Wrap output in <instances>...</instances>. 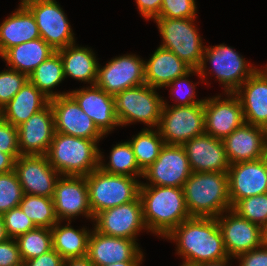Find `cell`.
<instances>
[{
  "label": "cell",
  "instance_id": "1",
  "mask_svg": "<svg viewBox=\"0 0 267 266\" xmlns=\"http://www.w3.org/2000/svg\"><path fill=\"white\" fill-rule=\"evenodd\" d=\"M165 238L178 242L177 254L185 261L202 264L230 258L216 218L191 217Z\"/></svg>",
  "mask_w": 267,
  "mask_h": 266
},
{
  "label": "cell",
  "instance_id": "2",
  "mask_svg": "<svg viewBox=\"0 0 267 266\" xmlns=\"http://www.w3.org/2000/svg\"><path fill=\"white\" fill-rule=\"evenodd\" d=\"M139 198L147 230L161 237L191 218L183 188L140 185Z\"/></svg>",
  "mask_w": 267,
  "mask_h": 266
},
{
  "label": "cell",
  "instance_id": "3",
  "mask_svg": "<svg viewBox=\"0 0 267 266\" xmlns=\"http://www.w3.org/2000/svg\"><path fill=\"white\" fill-rule=\"evenodd\" d=\"M182 188L191 217L216 218L232 208L227 172H192Z\"/></svg>",
  "mask_w": 267,
  "mask_h": 266
},
{
  "label": "cell",
  "instance_id": "4",
  "mask_svg": "<svg viewBox=\"0 0 267 266\" xmlns=\"http://www.w3.org/2000/svg\"><path fill=\"white\" fill-rule=\"evenodd\" d=\"M98 142L55 132L45 156L60 175L87 176L99 168Z\"/></svg>",
  "mask_w": 267,
  "mask_h": 266
},
{
  "label": "cell",
  "instance_id": "5",
  "mask_svg": "<svg viewBox=\"0 0 267 266\" xmlns=\"http://www.w3.org/2000/svg\"><path fill=\"white\" fill-rule=\"evenodd\" d=\"M86 184L95 217L103 210L134 201L141 183L133 177L109 174L97 168L86 176Z\"/></svg>",
  "mask_w": 267,
  "mask_h": 266
},
{
  "label": "cell",
  "instance_id": "6",
  "mask_svg": "<svg viewBox=\"0 0 267 266\" xmlns=\"http://www.w3.org/2000/svg\"><path fill=\"white\" fill-rule=\"evenodd\" d=\"M115 114L120 126L143 122L149 127H158L163 99L155 88L143 84L125 89L114 96Z\"/></svg>",
  "mask_w": 267,
  "mask_h": 266
},
{
  "label": "cell",
  "instance_id": "7",
  "mask_svg": "<svg viewBox=\"0 0 267 266\" xmlns=\"http://www.w3.org/2000/svg\"><path fill=\"white\" fill-rule=\"evenodd\" d=\"M195 18H156L162 36V48L177 55L192 69L200 67L205 46L194 25Z\"/></svg>",
  "mask_w": 267,
  "mask_h": 266
},
{
  "label": "cell",
  "instance_id": "8",
  "mask_svg": "<svg viewBox=\"0 0 267 266\" xmlns=\"http://www.w3.org/2000/svg\"><path fill=\"white\" fill-rule=\"evenodd\" d=\"M157 129L167 145H183L188 140L203 134L205 132L204 102L189 106H168L163 100Z\"/></svg>",
  "mask_w": 267,
  "mask_h": 266
},
{
  "label": "cell",
  "instance_id": "9",
  "mask_svg": "<svg viewBox=\"0 0 267 266\" xmlns=\"http://www.w3.org/2000/svg\"><path fill=\"white\" fill-rule=\"evenodd\" d=\"M207 60V61H206ZM211 63L217 80L224 85L225 93H234L256 70L254 66L225 44L205 47L203 58L198 68L200 77L206 78V62Z\"/></svg>",
  "mask_w": 267,
  "mask_h": 266
},
{
  "label": "cell",
  "instance_id": "10",
  "mask_svg": "<svg viewBox=\"0 0 267 266\" xmlns=\"http://www.w3.org/2000/svg\"><path fill=\"white\" fill-rule=\"evenodd\" d=\"M34 16L40 37L54 50L75 43L68 19L56 0H21Z\"/></svg>",
  "mask_w": 267,
  "mask_h": 266
},
{
  "label": "cell",
  "instance_id": "11",
  "mask_svg": "<svg viewBox=\"0 0 267 266\" xmlns=\"http://www.w3.org/2000/svg\"><path fill=\"white\" fill-rule=\"evenodd\" d=\"M192 174L189 160L182 145L165 144L157 159L143 172V178L150 184L182 188Z\"/></svg>",
  "mask_w": 267,
  "mask_h": 266
},
{
  "label": "cell",
  "instance_id": "12",
  "mask_svg": "<svg viewBox=\"0 0 267 266\" xmlns=\"http://www.w3.org/2000/svg\"><path fill=\"white\" fill-rule=\"evenodd\" d=\"M94 221L98 232L113 237L136 240L143 228L147 230L139 196L132 202L99 212Z\"/></svg>",
  "mask_w": 267,
  "mask_h": 266
},
{
  "label": "cell",
  "instance_id": "13",
  "mask_svg": "<svg viewBox=\"0 0 267 266\" xmlns=\"http://www.w3.org/2000/svg\"><path fill=\"white\" fill-rule=\"evenodd\" d=\"M144 62L132 54L115 57L103 68L98 66L96 85L113 96L125 89L143 85Z\"/></svg>",
  "mask_w": 267,
  "mask_h": 266
},
{
  "label": "cell",
  "instance_id": "14",
  "mask_svg": "<svg viewBox=\"0 0 267 266\" xmlns=\"http://www.w3.org/2000/svg\"><path fill=\"white\" fill-rule=\"evenodd\" d=\"M62 177V178H61ZM59 176L53 194V204L58 220L71 221L74 216L82 214L94 220L89 203L86 176ZM62 219V220H61Z\"/></svg>",
  "mask_w": 267,
  "mask_h": 266
},
{
  "label": "cell",
  "instance_id": "15",
  "mask_svg": "<svg viewBox=\"0 0 267 266\" xmlns=\"http://www.w3.org/2000/svg\"><path fill=\"white\" fill-rule=\"evenodd\" d=\"M14 171L24 194L46 197H53L56 182L61 176L45 155H20L15 161Z\"/></svg>",
  "mask_w": 267,
  "mask_h": 266
},
{
  "label": "cell",
  "instance_id": "16",
  "mask_svg": "<svg viewBox=\"0 0 267 266\" xmlns=\"http://www.w3.org/2000/svg\"><path fill=\"white\" fill-rule=\"evenodd\" d=\"M49 103L54 114L55 132L89 140L103 138L104 134L69 94L50 99Z\"/></svg>",
  "mask_w": 267,
  "mask_h": 266
},
{
  "label": "cell",
  "instance_id": "17",
  "mask_svg": "<svg viewBox=\"0 0 267 266\" xmlns=\"http://www.w3.org/2000/svg\"><path fill=\"white\" fill-rule=\"evenodd\" d=\"M227 212L229 216H223L222 213L216 219L230 258H236L263 244L262 228L259 225L239 216L232 209Z\"/></svg>",
  "mask_w": 267,
  "mask_h": 266
},
{
  "label": "cell",
  "instance_id": "18",
  "mask_svg": "<svg viewBox=\"0 0 267 266\" xmlns=\"http://www.w3.org/2000/svg\"><path fill=\"white\" fill-rule=\"evenodd\" d=\"M204 99L205 133L224 139L245 123L241 102L234 93ZM231 96V97H230Z\"/></svg>",
  "mask_w": 267,
  "mask_h": 266
},
{
  "label": "cell",
  "instance_id": "19",
  "mask_svg": "<svg viewBox=\"0 0 267 266\" xmlns=\"http://www.w3.org/2000/svg\"><path fill=\"white\" fill-rule=\"evenodd\" d=\"M227 173L231 206L238 200L267 193V156L231 164Z\"/></svg>",
  "mask_w": 267,
  "mask_h": 266
},
{
  "label": "cell",
  "instance_id": "20",
  "mask_svg": "<svg viewBox=\"0 0 267 266\" xmlns=\"http://www.w3.org/2000/svg\"><path fill=\"white\" fill-rule=\"evenodd\" d=\"M87 257L95 266L143 261V253L135 240L108 236L95 228L89 237Z\"/></svg>",
  "mask_w": 267,
  "mask_h": 266
},
{
  "label": "cell",
  "instance_id": "21",
  "mask_svg": "<svg viewBox=\"0 0 267 266\" xmlns=\"http://www.w3.org/2000/svg\"><path fill=\"white\" fill-rule=\"evenodd\" d=\"M192 172H228V161L222 139L203 133L182 145Z\"/></svg>",
  "mask_w": 267,
  "mask_h": 266
},
{
  "label": "cell",
  "instance_id": "22",
  "mask_svg": "<svg viewBox=\"0 0 267 266\" xmlns=\"http://www.w3.org/2000/svg\"><path fill=\"white\" fill-rule=\"evenodd\" d=\"M231 164L256 161L267 156V129L244 123L223 139Z\"/></svg>",
  "mask_w": 267,
  "mask_h": 266
},
{
  "label": "cell",
  "instance_id": "23",
  "mask_svg": "<svg viewBox=\"0 0 267 266\" xmlns=\"http://www.w3.org/2000/svg\"><path fill=\"white\" fill-rule=\"evenodd\" d=\"M17 128L21 155H46L55 134L50 103Z\"/></svg>",
  "mask_w": 267,
  "mask_h": 266
},
{
  "label": "cell",
  "instance_id": "24",
  "mask_svg": "<svg viewBox=\"0 0 267 266\" xmlns=\"http://www.w3.org/2000/svg\"><path fill=\"white\" fill-rule=\"evenodd\" d=\"M68 94L104 135L114 127L120 126L115 114L113 95L108 94L96 84L86 87V89L73 90Z\"/></svg>",
  "mask_w": 267,
  "mask_h": 266
},
{
  "label": "cell",
  "instance_id": "25",
  "mask_svg": "<svg viewBox=\"0 0 267 266\" xmlns=\"http://www.w3.org/2000/svg\"><path fill=\"white\" fill-rule=\"evenodd\" d=\"M245 123L267 129V67L257 69L235 92Z\"/></svg>",
  "mask_w": 267,
  "mask_h": 266
},
{
  "label": "cell",
  "instance_id": "26",
  "mask_svg": "<svg viewBox=\"0 0 267 266\" xmlns=\"http://www.w3.org/2000/svg\"><path fill=\"white\" fill-rule=\"evenodd\" d=\"M192 68L168 49L159 46L149 61L144 62L145 84L153 88L169 85L176 78L187 75Z\"/></svg>",
  "mask_w": 267,
  "mask_h": 266
},
{
  "label": "cell",
  "instance_id": "27",
  "mask_svg": "<svg viewBox=\"0 0 267 266\" xmlns=\"http://www.w3.org/2000/svg\"><path fill=\"white\" fill-rule=\"evenodd\" d=\"M49 102L50 99L27 80L14 97L0 109V117L18 127L45 108Z\"/></svg>",
  "mask_w": 267,
  "mask_h": 266
},
{
  "label": "cell",
  "instance_id": "28",
  "mask_svg": "<svg viewBox=\"0 0 267 266\" xmlns=\"http://www.w3.org/2000/svg\"><path fill=\"white\" fill-rule=\"evenodd\" d=\"M40 38L32 13L21 3L19 8L0 24V56L9 48Z\"/></svg>",
  "mask_w": 267,
  "mask_h": 266
},
{
  "label": "cell",
  "instance_id": "29",
  "mask_svg": "<svg viewBox=\"0 0 267 266\" xmlns=\"http://www.w3.org/2000/svg\"><path fill=\"white\" fill-rule=\"evenodd\" d=\"M54 50L41 37L7 49L2 55L11 69L29 76Z\"/></svg>",
  "mask_w": 267,
  "mask_h": 266
},
{
  "label": "cell",
  "instance_id": "30",
  "mask_svg": "<svg viewBox=\"0 0 267 266\" xmlns=\"http://www.w3.org/2000/svg\"><path fill=\"white\" fill-rule=\"evenodd\" d=\"M70 44L57 50L61 56L64 77L70 76L79 81L95 85L97 81L99 63L94 52L88 47H78Z\"/></svg>",
  "mask_w": 267,
  "mask_h": 266
},
{
  "label": "cell",
  "instance_id": "31",
  "mask_svg": "<svg viewBox=\"0 0 267 266\" xmlns=\"http://www.w3.org/2000/svg\"><path fill=\"white\" fill-rule=\"evenodd\" d=\"M70 221L66 226H60L58 221L52 228L53 249L65 260L87 256L88 242L91 232L82 228L75 230L70 226Z\"/></svg>",
  "mask_w": 267,
  "mask_h": 266
},
{
  "label": "cell",
  "instance_id": "32",
  "mask_svg": "<svg viewBox=\"0 0 267 266\" xmlns=\"http://www.w3.org/2000/svg\"><path fill=\"white\" fill-rule=\"evenodd\" d=\"M64 79L63 64L58 51L50 55L28 76V80L49 99L68 94L53 92L51 89Z\"/></svg>",
  "mask_w": 267,
  "mask_h": 266
},
{
  "label": "cell",
  "instance_id": "33",
  "mask_svg": "<svg viewBox=\"0 0 267 266\" xmlns=\"http://www.w3.org/2000/svg\"><path fill=\"white\" fill-rule=\"evenodd\" d=\"M102 158L103 156L99 152V168L106 173L126 175L133 178L143 177L144 171L138 166L129 141L114 145L107 165L103 163Z\"/></svg>",
  "mask_w": 267,
  "mask_h": 266
},
{
  "label": "cell",
  "instance_id": "34",
  "mask_svg": "<svg viewBox=\"0 0 267 266\" xmlns=\"http://www.w3.org/2000/svg\"><path fill=\"white\" fill-rule=\"evenodd\" d=\"M19 207L36 227L51 229L59 221L52 197L24 194Z\"/></svg>",
  "mask_w": 267,
  "mask_h": 266
},
{
  "label": "cell",
  "instance_id": "35",
  "mask_svg": "<svg viewBox=\"0 0 267 266\" xmlns=\"http://www.w3.org/2000/svg\"><path fill=\"white\" fill-rule=\"evenodd\" d=\"M157 131V132H156ZM143 129L138 135L130 140L138 166L144 171L159 156L162 147L165 145L158 129Z\"/></svg>",
  "mask_w": 267,
  "mask_h": 266
},
{
  "label": "cell",
  "instance_id": "36",
  "mask_svg": "<svg viewBox=\"0 0 267 266\" xmlns=\"http://www.w3.org/2000/svg\"><path fill=\"white\" fill-rule=\"evenodd\" d=\"M15 240L23 262L53 249L51 229L46 227H36Z\"/></svg>",
  "mask_w": 267,
  "mask_h": 266
},
{
  "label": "cell",
  "instance_id": "37",
  "mask_svg": "<svg viewBox=\"0 0 267 266\" xmlns=\"http://www.w3.org/2000/svg\"><path fill=\"white\" fill-rule=\"evenodd\" d=\"M231 209L262 228L267 223V193L238 200Z\"/></svg>",
  "mask_w": 267,
  "mask_h": 266
},
{
  "label": "cell",
  "instance_id": "38",
  "mask_svg": "<svg viewBox=\"0 0 267 266\" xmlns=\"http://www.w3.org/2000/svg\"><path fill=\"white\" fill-rule=\"evenodd\" d=\"M23 195L22 186L14 170L0 173V215L18 207Z\"/></svg>",
  "mask_w": 267,
  "mask_h": 266
},
{
  "label": "cell",
  "instance_id": "39",
  "mask_svg": "<svg viewBox=\"0 0 267 266\" xmlns=\"http://www.w3.org/2000/svg\"><path fill=\"white\" fill-rule=\"evenodd\" d=\"M28 76L14 69L0 72V109L22 88Z\"/></svg>",
  "mask_w": 267,
  "mask_h": 266
},
{
  "label": "cell",
  "instance_id": "40",
  "mask_svg": "<svg viewBox=\"0 0 267 266\" xmlns=\"http://www.w3.org/2000/svg\"><path fill=\"white\" fill-rule=\"evenodd\" d=\"M6 232L9 238L16 239L24 233L36 228L32 220L20 209L12 208L2 214Z\"/></svg>",
  "mask_w": 267,
  "mask_h": 266
},
{
  "label": "cell",
  "instance_id": "41",
  "mask_svg": "<svg viewBox=\"0 0 267 266\" xmlns=\"http://www.w3.org/2000/svg\"><path fill=\"white\" fill-rule=\"evenodd\" d=\"M195 73L197 74V76H201L199 74L198 69H192L187 75H184L182 77L176 78L175 80H173L169 85H167L166 87H171V95L176 96V101H178L179 103L177 104V106H189L192 104H202L204 102V99L202 100H195V86L196 84H192L190 82V80L186 79V77L188 78L190 76V74ZM190 82V83H189ZM180 88H184V92L180 89ZM178 90H181L182 93L180 94L178 92Z\"/></svg>",
  "mask_w": 267,
  "mask_h": 266
},
{
  "label": "cell",
  "instance_id": "42",
  "mask_svg": "<svg viewBox=\"0 0 267 266\" xmlns=\"http://www.w3.org/2000/svg\"><path fill=\"white\" fill-rule=\"evenodd\" d=\"M195 0H163L158 18H196Z\"/></svg>",
  "mask_w": 267,
  "mask_h": 266
},
{
  "label": "cell",
  "instance_id": "43",
  "mask_svg": "<svg viewBox=\"0 0 267 266\" xmlns=\"http://www.w3.org/2000/svg\"><path fill=\"white\" fill-rule=\"evenodd\" d=\"M0 152L11 154L17 159L20 154L18 128L0 117Z\"/></svg>",
  "mask_w": 267,
  "mask_h": 266
},
{
  "label": "cell",
  "instance_id": "44",
  "mask_svg": "<svg viewBox=\"0 0 267 266\" xmlns=\"http://www.w3.org/2000/svg\"><path fill=\"white\" fill-rule=\"evenodd\" d=\"M22 263L15 239L9 238L7 241L0 243V266H17Z\"/></svg>",
  "mask_w": 267,
  "mask_h": 266
},
{
  "label": "cell",
  "instance_id": "45",
  "mask_svg": "<svg viewBox=\"0 0 267 266\" xmlns=\"http://www.w3.org/2000/svg\"><path fill=\"white\" fill-rule=\"evenodd\" d=\"M236 258L240 259L239 266H267V245L262 244Z\"/></svg>",
  "mask_w": 267,
  "mask_h": 266
},
{
  "label": "cell",
  "instance_id": "46",
  "mask_svg": "<svg viewBox=\"0 0 267 266\" xmlns=\"http://www.w3.org/2000/svg\"><path fill=\"white\" fill-rule=\"evenodd\" d=\"M25 266H63L64 259L54 249L24 262Z\"/></svg>",
  "mask_w": 267,
  "mask_h": 266
},
{
  "label": "cell",
  "instance_id": "47",
  "mask_svg": "<svg viewBox=\"0 0 267 266\" xmlns=\"http://www.w3.org/2000/svg\"><path fill=\"white\" fill-rule=\"evenodd\" d=\"M162 2L163 0H136L137 8L146 20L159 17Z\"/></svg>",
  "mask_w": 267,
  "mask_h": 266
},
{
  "label": "cell",
  "instance_id": "48",
  "mask_svg": "<svg viewBox=\"0 0 267 266\" xmlns=\"http://www.w3.org/2000/svg\"><path fill=\"white\" fill-rule=\"evenodd\" d=\"M16 159L11 154L0 152V173L14 170Z\"/></svg>",
  "mask_w": 267,
  "mask_h": 266
},
{
  "label": "cell",
  "instance_id": "49",
  "mask_svg": "<svg viewBox=\"0 0 267 266\" xmlns=\"http://www.w3.org/2000/svg\"><path fill=\"white\" fill-rule=\"evenodd\" d=\"M63 266H95L87 256L68 258L64 260Z\"/></svg>",
  "mask_w": 267,
  "mask_h": 266
},
{
  "label": "cell",
  "instance_id": "50",
  "mask_svg": "<svg viewBox=\"0 0 267 266\" xmlns=\"http://www.w3.org/2000/svg\"><path fill=\"white\" fill-rule=\"evenodd\" d=\"M9 239V236L6 232L5 224L2 218V215H0V243L5 242Z\"/></svg>",
  "mask_w": 267,
  "mask_h": 266
},
{
  "label": "cell",
  "instance_id": "51",
  "mask_svg": "<svg viewBox=\"0 0 267 266\" xmlns=\"http://www.w3.org/2000/svg\"><path fill=\"white\" fill-rule=\"evenodd\" d=\"M141 261H124V262H117L112 263L105 266H140Z\"/></svg>",
  "mask_w": 267,
  "mask_h": 266
},
{
  "label": "cell",
  "instance_id": "52",
  "mask_svg": "<svg viewBox=\"0 0 267 266\" xmlns=\"http://www.w3.org/2000/svg\"><path fill=\"white\" fill-rule=\"evenodd\" d=\"M229 260L230 259L227 258L220 261L202 263L200 266H227Z\"/></svg>",
  "mask_w": 267,
  "mask_h": 266
},
{
  "label": "cell",
  "instance_id": "53",
  "mask_svg": "<svg viewBox=\"0 0 267 266\" xmlns=\"http://www.w3.org/2000/svg\"><path fill=\"white\" fill-rule=\"evenodd\" d=\"M263 244L267 245V223L262 227Z\"/></svg>",
  "mask_w": 267,
  "mask_h": 266
},
{
  "label": "cell",
  "instance_id": "54",
  "mask_svg": "<svg viewBox=\"0 0 267 266\" xmlns=\"http://www.w3.org/2000/svg\"><path fill=\"white\" fill-rule=\"evenodd\" d=\"M181 266H200V264H196L194 262H189V261H183V264Z\"/></svg>",
  "mask_w": 267,
  "mask_h": 266
},
{
  "label": "cell",
  "instance_id": "55",
  "mask_svg": "<svg viewBox=\"0 0 267 266\" xmlns=\"http://www.w3.org/2000/svg\"><path fill=\"white\" fill-rule=\"evenodd\" d=\"M17 266H25V264H24V262H23L22 264H20V265H17Z\"/></svg>",
  "mask_w": 267,
  "mask_h": 266
}]
</instances>
